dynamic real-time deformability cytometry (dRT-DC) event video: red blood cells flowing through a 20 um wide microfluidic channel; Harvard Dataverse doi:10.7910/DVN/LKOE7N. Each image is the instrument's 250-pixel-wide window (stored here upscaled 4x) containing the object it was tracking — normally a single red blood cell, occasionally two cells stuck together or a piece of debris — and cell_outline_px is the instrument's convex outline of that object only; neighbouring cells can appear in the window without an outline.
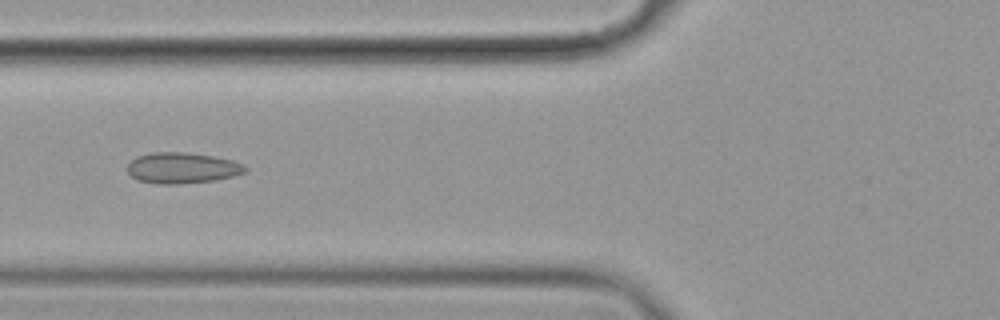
{"species": "common noctule bat (a hibernating species)", "species_latin": "Nyctalus noctula", "temperature_condition": "cold", "stored_images_in_passage": 10, "camera_frame_rate_fps": 3000, "um_per_image_px": 0.085, "animal": {"sex": "female", "body_mass_g": 19.9}, "frame": {"image": 1, "passage_image": 6, "time_ms": 1.667, "image_size_px": [1000, 320], "cell_outline_px": [[248, 172], [216, 180], [180, 184], [156, 184], [136, 180], [128, 172], [128, 164], [136, 156], [152, 152], [184, 152], [212, 156], [232, 160], [244, 164], [248, 168]], "centroid_in_image_um": [15.5, 14.28], "position_along_channel_um": 110.3, "area_um2": 21.39}}
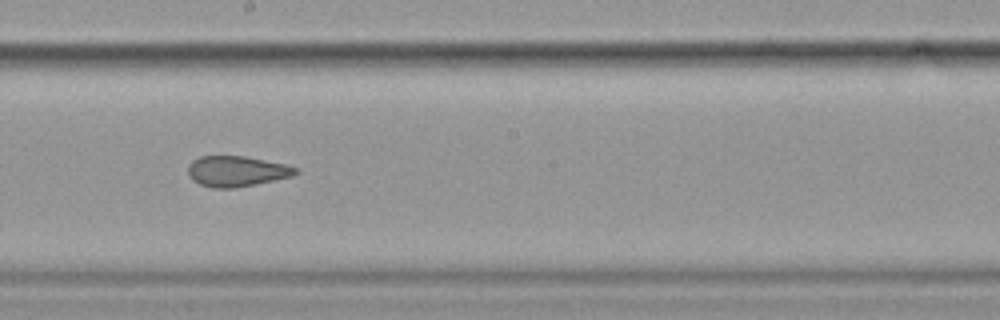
{"frame": {"image": 2, "passage_image": 9, "time_ms": 2.667, "image_size_px": [1000, 320], "cell_outline_px": [[300, 172], [292, 176], [256, 184], [236, 188], [212, 188], [200, 184], [192, 180], [188, 176], [188, 164], [192, 160], [200, 156], [244, 156], [284, 164], [296, 168]], "centroid_in_image_um": [20.07, 14.56], "position_along_channel_um": 228.1, "area_um2": 19.19}}
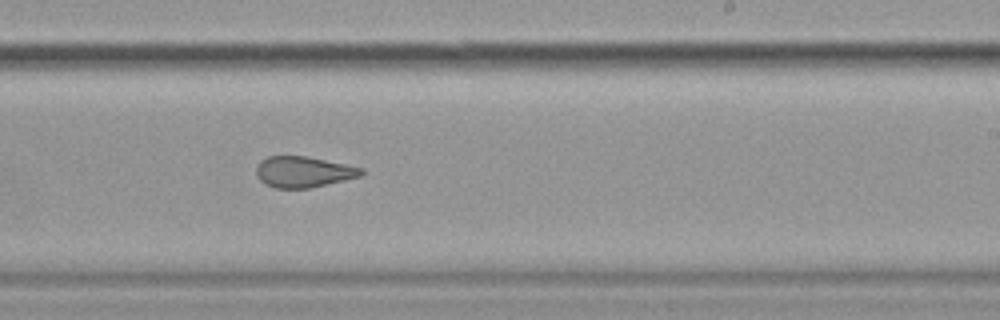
{"frame": {"image": 3, "passage_image": 10, "time_ms": 3.0, "image_size_px": [1000, 320], "cell_outline_px": [[364, 172], [360, 176], [344, 180], [308, 188], [276, 188], [264, 184], [256, 176], [256, 168], [260, 160], [268, 156], [304, 156], [364, 168]], "centroid_in_image_um": [25.75, 14.61], "position_along_channel_um": 263.3, "area_um2": 18.79}}